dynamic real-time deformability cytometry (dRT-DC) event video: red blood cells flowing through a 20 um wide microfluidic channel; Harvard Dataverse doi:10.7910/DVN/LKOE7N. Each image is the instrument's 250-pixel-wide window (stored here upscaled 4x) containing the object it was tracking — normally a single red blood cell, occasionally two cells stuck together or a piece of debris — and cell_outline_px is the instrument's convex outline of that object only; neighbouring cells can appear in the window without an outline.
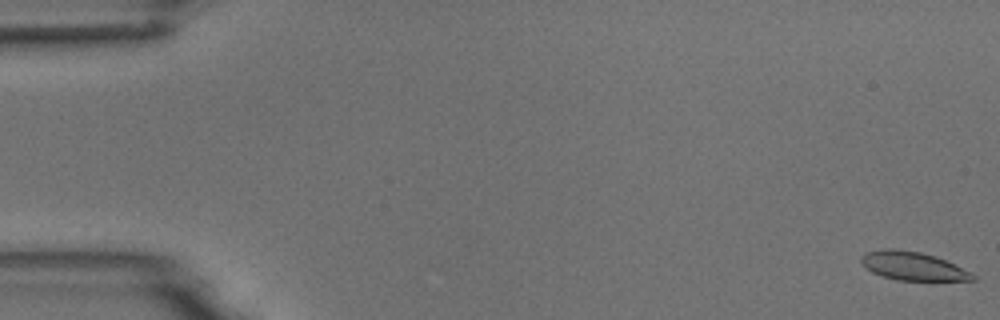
{"species": "common noctule bat (a hibernating species)", "species_latin": "Nyctalus noctula", "temperature_condition": "room temperature", "stored_images_in_passage": 55, "camera_frame_rate_fps": 3000, "um_per_image_px": 0.085, "animal": {"sex": "male", "body_mass_g": 18.8}, "frame": {"image": 1, "passage_image": 1, "time_ms": 0.0, "image_size_px": [1000, 320], "cell_outline_px": [[976, 280], [896, 280], [872, 272], [860, 260], [860, 256], [864, 252], [880, 248], [892, 248], [920, 252], [936, 256], [976, 276]], "centroid_in_image_um": [77.52, 22.59], "position_along_channel_um": 7.5, "area_um2": 18.21}}
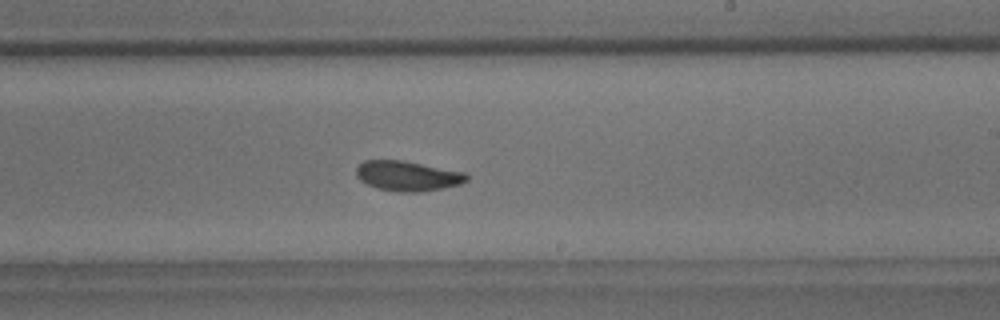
{"frame": {"image": 2, "passage_image": 33, "time_ms": 10.667, "image_size_px": [1000, 320], "cell_outline_px": [[468, 180], [460, 184], [420, 192], [400, 192], [376, 188], [360, 180], [356, 176], [356, 168], [364, 160], [404, 160], [464, 172], [468, 176]], "centroid_in_image_um": [34.62, 14.95], "position_along_channel_um": 254.4, "area_um2": 19.25}}
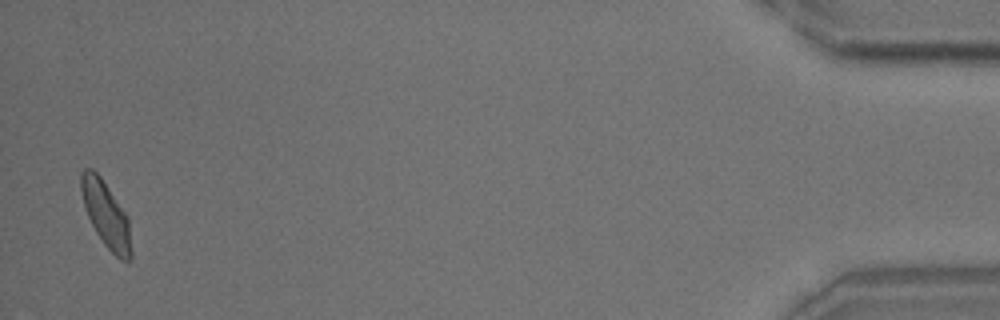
{"frame": {"image": 3, "passage_image": 54, "time_ms": 17.667, "image_size_px": [1000, 320], "cell_outline_px": [[132, 260], [120, 260], [104, 244], [96, 232], [88, 216], [84, 204], [80, 188], [80, 172], [84, 168], [92, 168], [100, 176], [128, 216], [132, 252]], "centroid_in_image_um": [9.02, 18.23], "position_along_channel_um": 426.2, "area_um2": 19.13}, "authors_computed_cell_mechanics": {"area_um2": 19.1318, "velocity_mm_per_s": 3.7051, "shape_relaxation_time_tau1_ms": 5.8675, "shape_relaxation_time_tau2_ms": 2.9546, "deformation_change_tau1": 0.1401, "deformation_change_tau2": 0.0689}}